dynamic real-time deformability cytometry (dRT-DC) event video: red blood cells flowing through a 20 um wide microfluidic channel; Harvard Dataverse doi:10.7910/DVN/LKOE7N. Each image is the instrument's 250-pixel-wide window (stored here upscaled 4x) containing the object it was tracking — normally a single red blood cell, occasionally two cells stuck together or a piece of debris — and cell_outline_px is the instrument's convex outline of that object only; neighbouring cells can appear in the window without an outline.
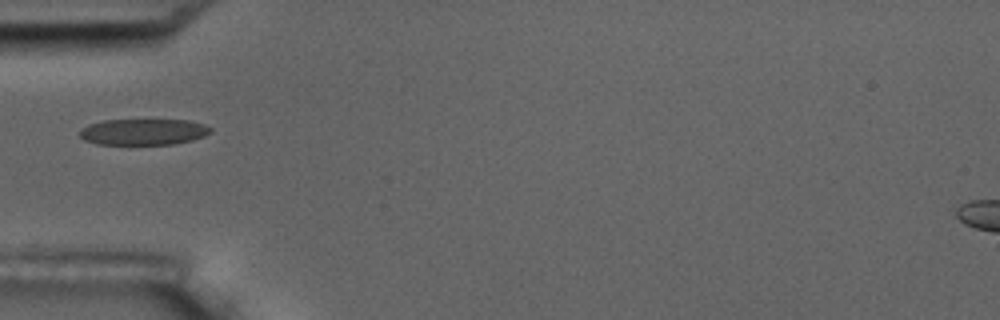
{"species": "common noctule bat (a hibernating species)", "species_latin": "Nyctalus noctula", "temperature_condition": "room temperature", "stored_images_in_passage": 6, "camera_frame_rate_fps": 3000, "um_per_image_px": 0.085, "animal": {"sex": "male", "body_mass_g": 17.5, "forearm_length_mm": 52.3}, "frame": {"image": 1, "passage_image": 2, "time_ms": 2.0, "image_size_px": [1000, 320], "cell_outline_px": [[212, 132], [204, 136], [192, 140], [172, 144], [96, 144], [84, 140], [80, 136], [80, 128], [88, 124], [104, 120], [188, 120], [204, 124], [212, 128]], "centroid_in_image_um": [12.18, 11.2], "position_along_channel_um": 72.8, "area_um2": 20.0}}
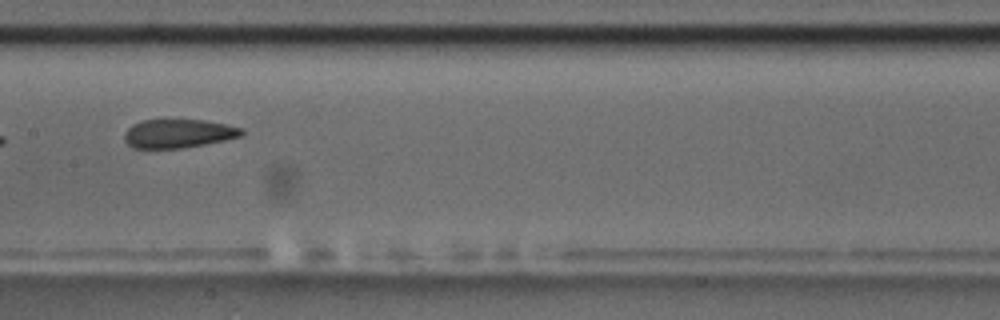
{"frame": {"image": 2, "passage_image": 5, "time_ms": 5.333, "image_size_px": [1000, 320], "cell_outline_px": [[244, 132], [240, 136], [224, 140], [204, 144], [180, 148], [132, 148], [124, 140], [124, 132], [132, 124], [144, 120], [204, 120], [244, 128]], "centroid_in_image_um": [15.13, 11.35], "position_along_channel_um": 192.3, "area_um2": 19.48}}
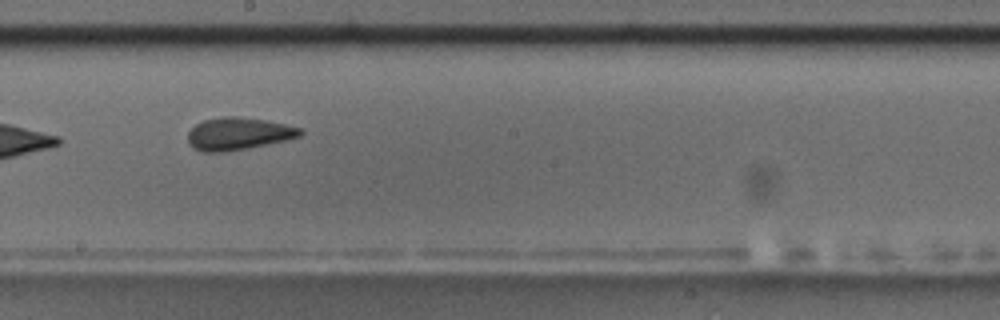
{"frame": {"image": 3, "passage_image": 6, "time_ms": 6.333, "image_size_px": [1000, 320], "cell_outline_px": [[304, 132], [300, 136], [284, 140], [248, 148], [224, 152], [204, 152], [192, 148], [188, 144], [188, 132], [196, 124], [204, 120], [220, 116], [236, 116], [264, 120], [284, 124], [300, 128]], "centroid_in_image_um": [20.21, 11.37], "position_along_channel_um": 228.0, "area_um2": 21.15}}